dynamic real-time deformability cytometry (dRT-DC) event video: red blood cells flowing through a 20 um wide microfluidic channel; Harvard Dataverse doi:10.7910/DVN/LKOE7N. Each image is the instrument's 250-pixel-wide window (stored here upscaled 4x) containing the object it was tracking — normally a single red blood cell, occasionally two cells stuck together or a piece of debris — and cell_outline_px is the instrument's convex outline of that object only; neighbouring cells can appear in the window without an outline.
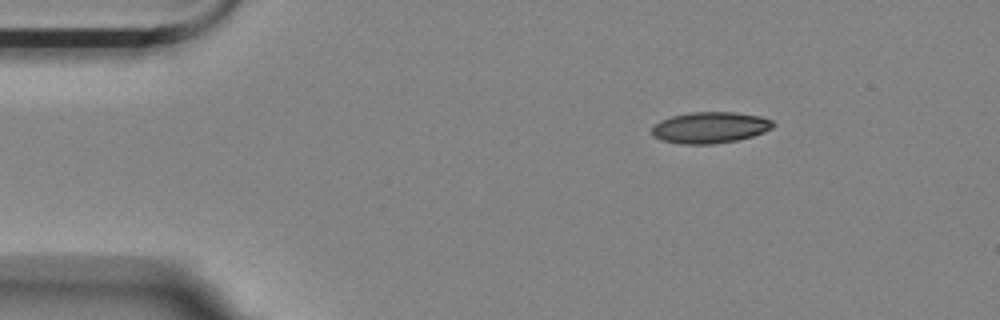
{"species": "Egyptian fruit bat (a non-hibernating species)", "species_latin": "Rousettus aegyptiacus", "temperature_condition": "room temperature", "stored_images_in_passage": 49, "camera_frame_rate_fps": 3000, "um_per_image_px": 0.085, "animal": {"sex": "female"}, "frame": {"image": 1, "passage_image": 1, "time_ms": 0.0, "image_size_px": [1000, 320], "cell_outline_px": [[776, 124], [772, 128], [764, 132], [752, 136], [736, 140], [712, 144], [680, 144], [660, 140], [652, 136], [652, 128], [660, 120], [672, 116], [692, 112], [736, 112], [760, 116], [772, 120]], "centroid_in_image_um": [60.35, 10.84], "position_along_channel_um": 24.6, "area_um2": 22.14}}
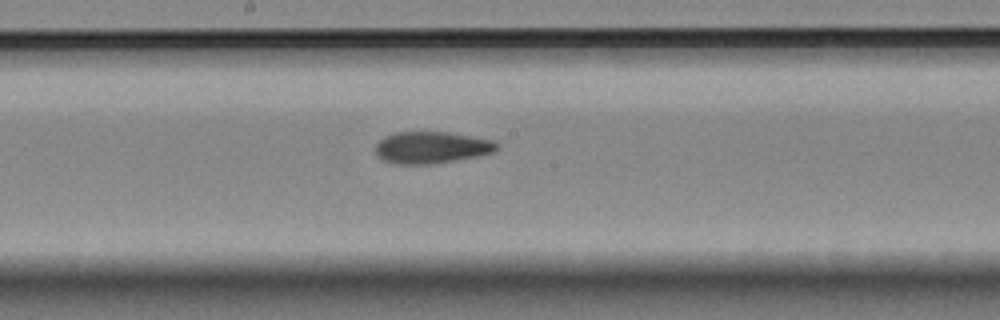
{"frame": {"image": 2, "passage_image": 22, "time_ms": 7.0, "image_size_px": [1000, 320], "cell_outline_px": [[500, 144], [496, 152], [476, 156], [432, 164], [400, 164], [384, 160], [376, 156], [376, 144], [384, 136], [396, 132], [448, 132], [492, 140]], "centroid_in_image_um": [36.68, 12.53], "position_along_channel_um": 211.5, "area_um2": 22.43}}
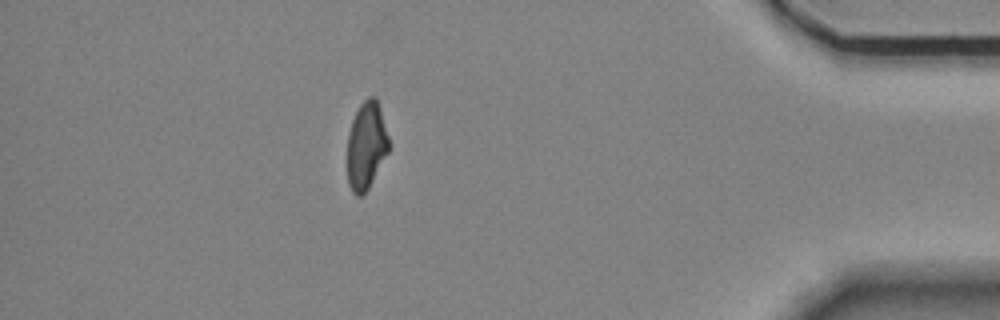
{"frame": {"image": 3, "passage_image": 42, "time_ms": 13.667, "image_size_px": [1000, 320], "cell_outline_px": [[388, 152], [368, 188], [360, 196], [356, 196], [352, 192], [348, 184], [348, 132], [352, 120], [360, 104], [368, 96], [376, 96], [380, 108], [388, 136]], "centroid_in_image_um": [31.12, 12.35], "position_along_channel_um": 404.1, "area_um2": 20.92}, "authors_computed_cell_mechanics": {"area_um2": 22.3686, "velocity_mm_per_s": 3.57, "shape_relaxation_time_tau1_ms": null, "shape_relaxation_time_tau2_ms": 3.8466, "deformation_change_tau1": null, "deformation_change_tau2": 0.0922}}